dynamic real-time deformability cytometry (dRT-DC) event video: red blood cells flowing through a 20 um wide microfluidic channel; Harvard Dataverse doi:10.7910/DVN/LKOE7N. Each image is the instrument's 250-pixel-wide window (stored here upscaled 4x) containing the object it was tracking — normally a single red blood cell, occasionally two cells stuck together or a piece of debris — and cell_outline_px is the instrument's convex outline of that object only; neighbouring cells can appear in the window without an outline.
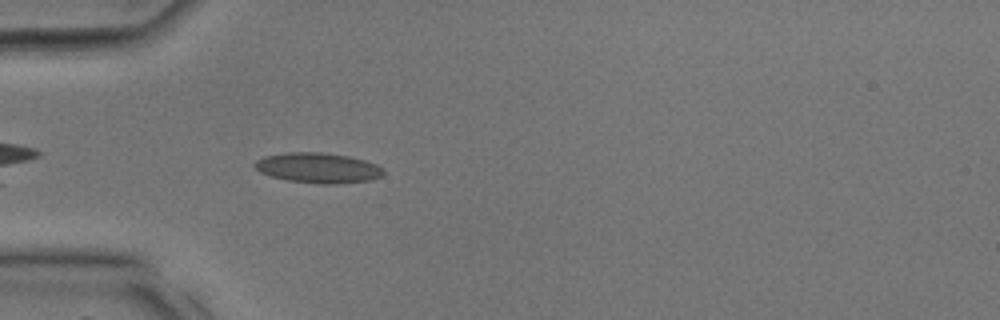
{"species": "common noctule bat (a hibernating species)", "species_latin": "Nyctalus noctula", "temperature_condition": "room temperature", "stored_images_in_passage": 12, "camera_frame_rate_fps": 3000, "um_per_image_px": 0.085, "animal": {"sex": "male", "body_mass_g": 17.9, "forearm_length_mm": 54.2}, "frame": {"image": 1, "passage_image": 6, "time_ms": 1.667, "image_size_px": [1000, 320], "cell_outline_px": [[384, 172], [380, 176], [372, 180], [336, 184], [320, 184], [288, 180], [272, 176], [260, 172], [252, 164], [256, 160], [264, 156], [284, 152], [320, 152], [348, 156], [364, 160], [376, 164], [384, 168]], "centroid_in_image_um": [27.03, 14.26], "position_along_channel_um": 58.0, "area_um2": 22.72}}
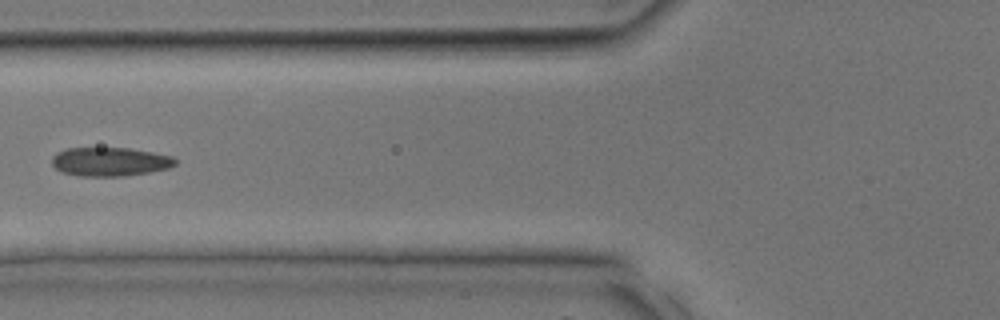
{"frame": {"image": 2, "passage_image": 9, "time_ms": 2.667, "image_size_px": [1000, 320], "cell_outline_px": [[176, 164], [168, 168], [148, 172], [124, 176], [80, 176], [60, 172], [52, 164], [52, 156], [56, 152], [64, 148], [128, 148], [152, 152], [172, 156], [176, 160]], "centroid_in_image_um": [9.3, 13.74], "position_along_channel_um": 116.5, "area_um2": 20.75}}